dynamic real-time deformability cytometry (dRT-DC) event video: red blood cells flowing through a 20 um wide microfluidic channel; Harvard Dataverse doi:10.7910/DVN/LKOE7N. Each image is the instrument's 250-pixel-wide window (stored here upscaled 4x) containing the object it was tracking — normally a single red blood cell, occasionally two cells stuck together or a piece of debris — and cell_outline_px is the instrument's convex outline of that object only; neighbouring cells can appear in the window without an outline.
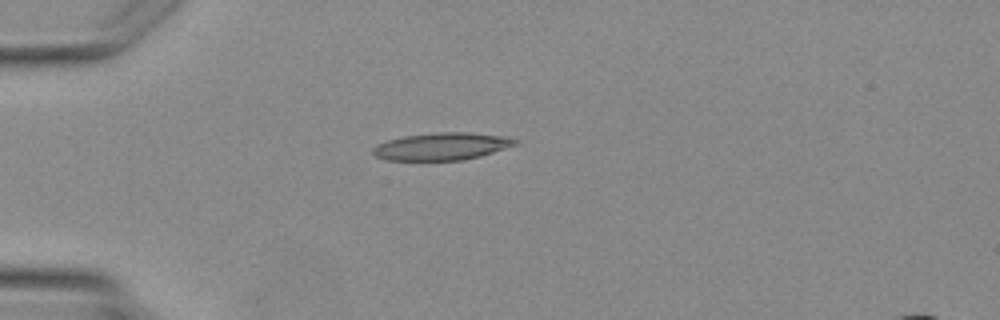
{"species": "Egyptian fruit bat (a non-hibernating species)", "species_latin": "Rousettus aegyptiacus", "temperature_condition": "warm", "stored_images_in_passage": 1, "camera_frame_rate_fps": 3000, "um_per_image_px": 0.085, "animal": {"sex": "female"}, "frame": {"image": 1, "passage_image": 1, "time_ms": 0.0, "image_size_px": [1000, 320], "cell_outline_px": [[520, 144], [480, 156], [464, 160], [388, 160], [376, 156], [372, 152], [372, 148], [376, 144], [388, 140], [404, 136], [436, 132], [468, 132], [512, 136], [520, 140]], "centroid_in_image_um": [37.64, 12.43], "position_along_channel_um": 47.4, "area_um2": 23.06}}